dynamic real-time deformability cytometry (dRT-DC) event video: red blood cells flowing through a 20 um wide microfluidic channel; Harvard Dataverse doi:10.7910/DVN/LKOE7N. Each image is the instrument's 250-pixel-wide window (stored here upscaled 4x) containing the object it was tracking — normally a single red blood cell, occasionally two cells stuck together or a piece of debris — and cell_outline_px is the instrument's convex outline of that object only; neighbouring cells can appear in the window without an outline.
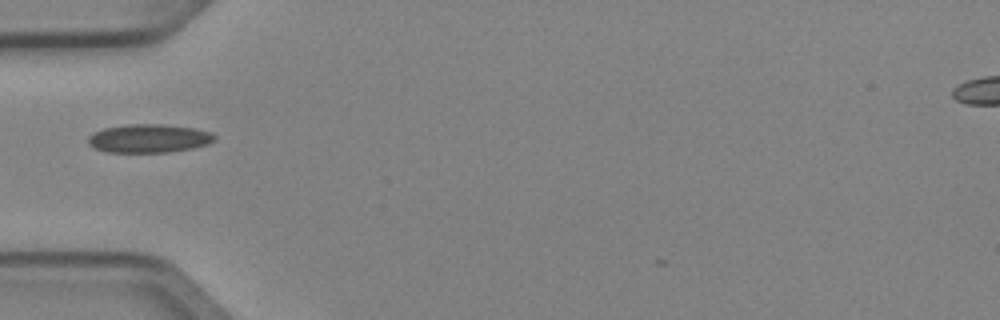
{"species": "Egyptian fruit bat (a non-hibernating species)", "species_latin": "Rousettus aegyptiacus", "temperature_condition": "cold", "stored_images_in_passage": 1, "camera_frame_rate_fps": 3000, "um_per_image_px": 0.085, "animal": {"sex": "female"}, "frame": {"image": 1, "passage_image": 1, "time_ms": 0.0, "image_size_px": [1000, 320], "cell_outline_px": [[216, 140], [208, 144], [192, 148], [168, 152], [104, 152], [92, 148], [88, 144], [88, 136], [104, 128], [128, 124], [164, 124], [196, 128], [212, 132], [216, 136]], "centroid_in_image_um": [12.67, 11.76], "position_along_channel_um": 72.3, "area_um2": 21.21}}